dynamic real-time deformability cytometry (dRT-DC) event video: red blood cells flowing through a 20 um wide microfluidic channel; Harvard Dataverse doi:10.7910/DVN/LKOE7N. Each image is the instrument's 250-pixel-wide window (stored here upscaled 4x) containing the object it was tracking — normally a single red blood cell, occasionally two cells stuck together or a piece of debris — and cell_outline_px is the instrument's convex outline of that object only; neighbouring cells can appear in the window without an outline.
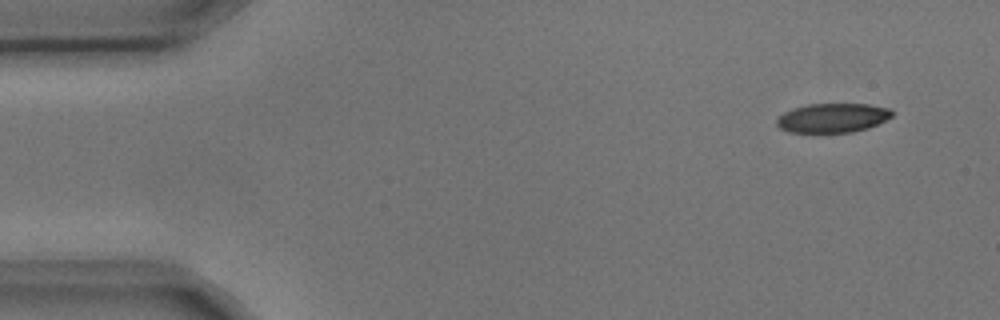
{"species": "common noctule bat (a hibernating species)", "species_latin": "Nyctalus noctula", "temperature_condition": "cold", "stored_images_in_passage": 4, "camera_frame_rate_fps": 3000, "um_per_image_px": 0.085, "animal": {"sex": "male", "body_mass_g": 17.9, "forearm_length_mm": 54.2}, "frame": {"image": 1, "passage_image": 1, "time_ms": 0.0, "image_size_px": [1000, 320], "cell_outline_px": [[892, 116], [868, 128], [852, 132], [788, 132], [780, 128], [776, 124], [776, 120], [784, 112], [792, 108], [808, 104], [868, 104], [888, 108], [892, 112]], "centroid_in_image_um": [70.73, 10.02], "position_along_channel_um": 14.3, "area_um2": 19.48}}
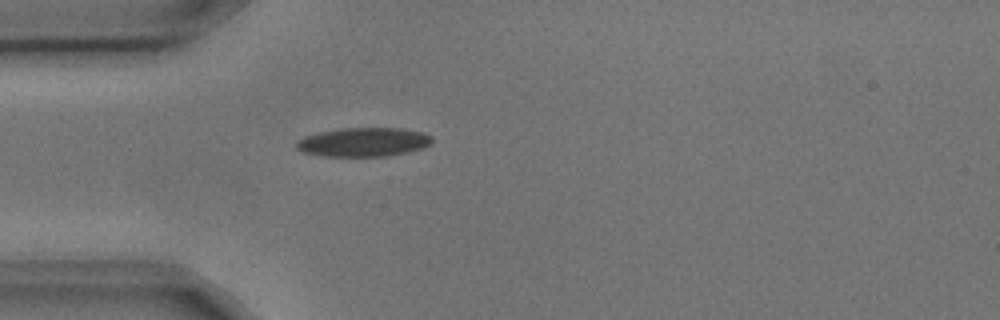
{"frame": {"image": 2, "passage_image": 4, "time_ms": 1.0, "image_size_px": [1000, 320], "cell_outline_px": [[432, 144], [424, 148], [408, 152], [388, 156], [324, 156], [300, 152], [296, 148], [296, 140], [304, 136], [320, 132], [344, 128], [400, 128], [424, 132], [432, 136]], "centroid_in_image_um": [30.91, 12.08], "position_along_channel_um": 54.1, "area_um2": 23.12}}